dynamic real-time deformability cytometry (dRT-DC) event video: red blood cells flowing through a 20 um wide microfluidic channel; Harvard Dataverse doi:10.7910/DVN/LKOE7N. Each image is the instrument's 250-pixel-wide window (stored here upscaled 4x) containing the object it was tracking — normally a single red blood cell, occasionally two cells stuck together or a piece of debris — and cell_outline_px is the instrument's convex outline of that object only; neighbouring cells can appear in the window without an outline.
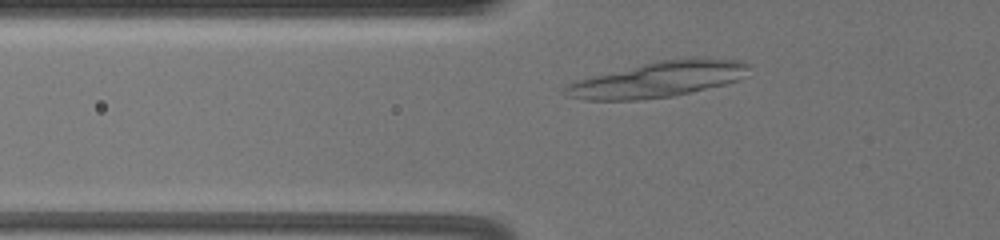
{"species": "common noctule bat (a hibernating species)", "species_latin": "Nyctalus noctula", "temperature_condition": "warm", "stored_images_in_passage": 48, "camera_frame_rate_fps": 3000, "um_per_image_px": 0.085, "animal": {"sex": "female", "body_mass_g": 19.5, "forearm_length_mm": 54.1}, "frame": {"image": 1, "passage_image": 9, "time_ms": 2.667, "image_size_px": [1000, 240], "cell_outline_px": [[748, 76], [740, 80], [724, 84], [672, 96], [640, 100], [584, 100], [564, 96], [560, 92], [568, 84], [576, 80], [592, 76], [660, 60], [740, 60], [748, 64]], "centroid_in_image_um": [55.85, 6.8], "position_along_channel_um": 69.9, "area_um2": 37.28}}
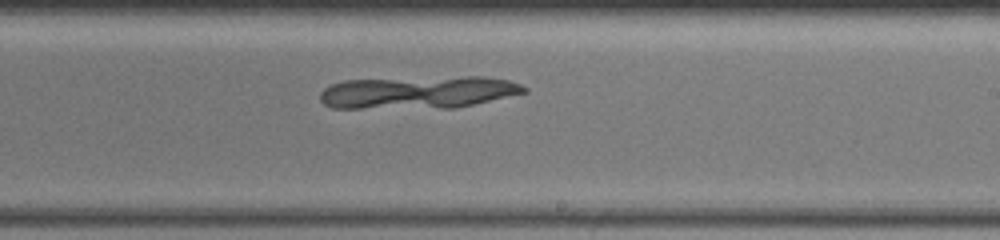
{"frame": {"image": 2, "passage_image": 26, "time_ms": 8.333, "image_size_px": [1000, 240], "cell_outline_px": [[528, 92], [456, 108], [332, 108], [324, 104], [320, 100], [320, 92], [324, 88], [332, 84], [344, 80], [464, 76], [484, 76], [508, 80], [520, 84], [528, 88]], "centroid_in_image_um": [35.55, 7.85], "position_along_channel_um": 253.4, "area_um2": 38.96}}
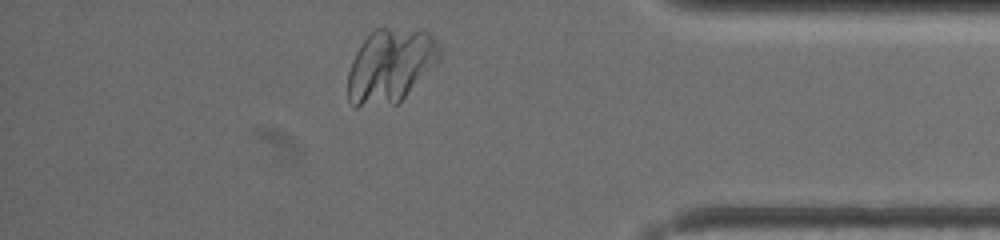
{"frame": {"image": 3, "passage_image": 41, "time_ms": 13.333, "image_size_px": [1000, 240], "cell_outline_px": [[440, 60], [396, 104], [356, 108], [352, 108], [348, 104], [348, 72], [352, 60], [356, 52], [364, 40], [376, 28], [424, 28], [432, 36], [440, 48]], "centroid_in_image_um": [33.16, 5.58], "position_along_channel_um": 402.0, "area_um2": 39.77}}